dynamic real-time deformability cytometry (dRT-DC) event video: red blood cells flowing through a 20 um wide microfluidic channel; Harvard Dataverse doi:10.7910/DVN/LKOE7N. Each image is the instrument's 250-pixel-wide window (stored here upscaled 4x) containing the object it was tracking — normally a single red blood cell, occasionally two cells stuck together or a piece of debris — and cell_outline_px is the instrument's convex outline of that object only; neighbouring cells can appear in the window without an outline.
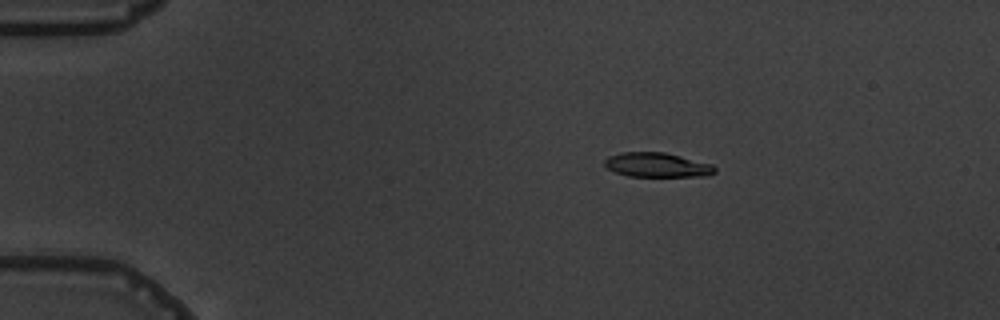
{"species": "common noctule bat (a hibernating species)", "species_latin": "Nyctalus noctula", "temperature_condition": "warm", "stored_images_in_passage": 5, "camera_frame_rate_fps": 3000, "um_per_image_px": 0.085, "animal": {"sex": "male", "body_mass_g": 19.5, "forearm_length_mm": 54.6}, "frame": {"image": 1, "passage_image": 3, "time_ms": 3.0, "image_size_px": [1000, 320], "cell_outline_px": [[716, 172], [708, 176], [628, 176], [616, 172], [608, 168], [604, 164], [604, 160], [608, 156], [620, 152], [664, 152], [712, 164], [716, 168]], "centroid_in_image_um": [55.85, 14.02], "position_along_channel_um": 29.1, "area_um2": 15.66}}